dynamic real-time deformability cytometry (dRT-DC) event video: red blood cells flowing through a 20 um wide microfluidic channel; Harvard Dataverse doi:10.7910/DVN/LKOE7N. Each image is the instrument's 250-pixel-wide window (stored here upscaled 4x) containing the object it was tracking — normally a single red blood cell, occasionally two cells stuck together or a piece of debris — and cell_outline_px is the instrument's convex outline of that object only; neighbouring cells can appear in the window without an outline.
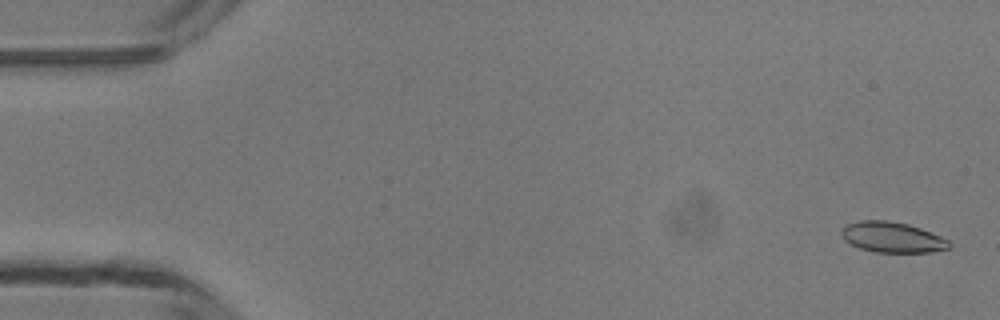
{"species": "common noctule bat (a hibernating species)", "species_latin": "Nyctalus noctula", "temperature_condition": "room temperature", "stored_images_in_passage": 49, "camera_frame_rate_fps": 3000, "um_per_image_px": 0.085, "animal": {"sex": "male", "body_mass_g": 13.3}, "frame": {"image": 1, "passage_image": 2, "time_ms": 0.333, "image_size_px": [1000, 320], "cell_outline_px": [[952, 244], [948, 248], [928, 252], [876, 252], [860, 248], [844, 240], [840, 232], [848, 224], [860, 220], [888, 220], [908, 224], [920, 228], [940, 236], [948, 240]], "centroid_in_image_um": [75.83, 20.16], "position_along_channel_um": 9.2, "area_um2": 18.96}}
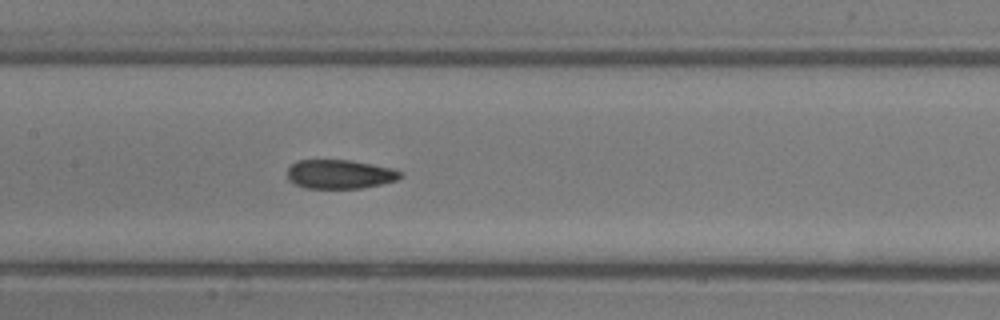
{"frame": {"image": 2, "passage_image": 24, "time_ms": 7.667, "image_size_px": [1000, 320], "cell_outline_px": [[400, 176], [396, 180], [380, 184], [360, 188], [304, 188], [288, 180], [288, 168], [296, 160], [348, 160], [372, 164], [392, 168], [400, 172]], "centroid_in_image_um": [28.83, 14.8], "position_along_channel_um": 178.6, "area_um2": 18.9}}
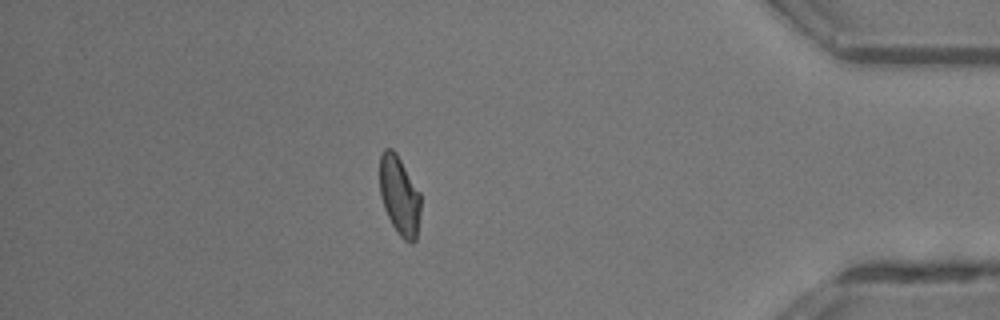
{"frame": {"image": 3, "passage_image": 43, "time_ms": 14.0, "image_size_px": [1000, 320], "cell_outline_px": [[420, 212], [416, 240], [412, 244], [404, 240], [396, 232], [384, 208], [380, 196], [380, 156], [384, 148], [392, 148], [396, 152], [420, 192]], "centroid_in_image_um": [33.95, 16.63], "position_along_channel_um": 401.2, "area_um2": 18.96}, "authors_computed_cell_mechanics": {"area_um2": 19.5364, "velocity_mm_per_s": 4.1993, "shape_relaxation_time_tau1_ms": 7.4514, "shape_relaxation_time_tau2_ms": 1.8917, "deformation_change_tau1": 0.1993, "deformation_change_tau2": 0.0733}}